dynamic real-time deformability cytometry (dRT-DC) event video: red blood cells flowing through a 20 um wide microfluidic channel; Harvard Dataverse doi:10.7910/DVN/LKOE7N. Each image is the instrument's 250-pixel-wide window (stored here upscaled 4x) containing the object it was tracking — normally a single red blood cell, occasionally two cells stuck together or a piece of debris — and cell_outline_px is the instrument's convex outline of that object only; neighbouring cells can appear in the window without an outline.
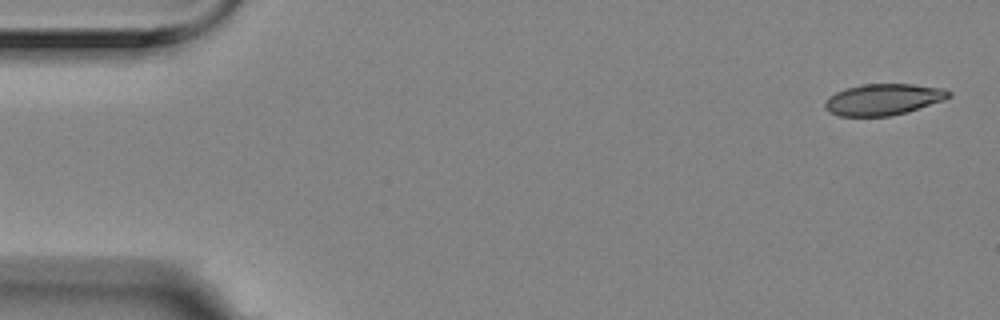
{"species": "Egyptian fruit bat (a non-hibernating species)", "species_latin": "Rousettus aegyptiacus", "temperature_condition": "room temperature", "stored_images_in_passage": 5, "camera_frame_rate_fps": 3000, "um_per_image_px": 0.085, "animal": {"sex": "female"}, "frame": {"image": 1, "passage_image": 1, "time_ms": 0.0, "image_size_px": [1000, 320], "cell_outline_px": [[952, 96], [944, 100], [908, 112], [892, 116], [840, 116], [828, 112], [824, 108], [824, 104], [828, 96], [844, 88], [860, 84], [912, 84], [944, 88], [952, 92]], "centroid_in_image_um": [75.08, 8.45], "position_along_channel_um": 9.9, "area_um2": 22.95}}
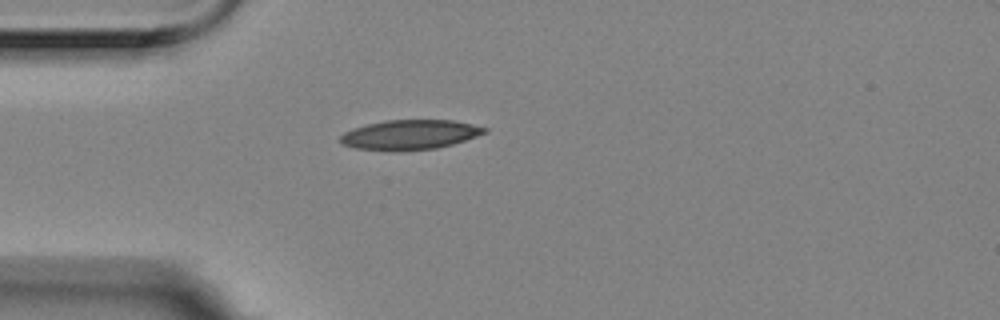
{"frame": {"image": 2, "passage_image": 5, "time_ms": 1.333, "image_size_px": [1000, 320], "cell_outline_px": [[488, 132], [452, 144], [436, 148], [400, 152], [392, 152], [356, 148], [340, 144], [340, 136], [344, 132], [352, 128], [384, 120], [452, 120], [472, 124], [488, 128]], "centroid_in_image_um": [34.8, 11.46], "position_along_channel_um": 50.2, "area_um2": 25.26}}